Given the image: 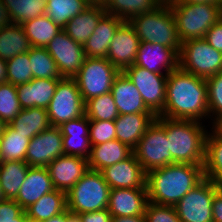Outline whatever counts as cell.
Wrapping results in <instances>:
<instances>
[{
    "label": "cell",
    "mask_w": 222,
    "mask_h": 222,
    "mask_svg": "<svg viewBox=\"0 0 222 222\" xmlns=\"http://www.w3.org/2000/svg\"><path fill=\"white\" fill-rule=\"evenodd\" d=\"M154 2L157 4V6L172 7L177 5L180 0H154Z\"/></svg>",
    "instance_id": "obj_54"
},
{
    "label": "cell",
    "mask_w": 222,
    "mask_h": 222,
    "mask_svg": "<svg viewBox=\"0 0 222 222\" xmlns=\"http://www.w3.org/2000/svg\"><path fill=\"white\" fill-rule=\"evenodd\" d=\"M89 126L90 120L86 115L64 122L59 126L63 135L64 155L89 158L92 147Z\"/></svg>",
    "instance_id": "obj_19"
},
{
    "label": "cell",
    "mask_w": 222,
    "mask_h": 222,
    "mask_svg": "<svg viewBox=\"0 0 222 222\" xmlns=\"http://www.w3.org/2000/svg\"><path fill=\"white\" fill-rule=\"evenodd\" d=\"M103 6L106 13L129 22L135 16L153 11L157 4L154 0H106Z\"/></svg>",
    "instance_id": "obj_35"
},
{
    "label": "cell",
    "mask_w": 222,
    "mask_h": 222,
    "mask_svg": "<svg viewBox=\"0 0 222 222\" xmlns=\"http://www.w3.org/2000/svg\"><path fill=\"white\" fill-rule=\"evenodd\" d=\"M123 23L122 19L106 13L99 20L91 37L83 45L86 57L107 58L110 42Z\"/></svg>",
    "instance_id": "obj_24"
},
{
    "label": "cell",
    "mask_w": 222,
    "mask_h": 222,
    "mask_svg": "<svg viewBox=\"0 0 222 222\" xmlns=\"http://www.w3.org/2000/svg\"><path fill=\"white\" fill-rule=\"evenodd\" d=\"M111 222H146L145 215L113 217Z\"/></svg>",
    "instance_id": "obj_51"
},
{
    "label": "cell",
    "mask_w": 222,
    "mask_h": 222,
    "mask_svg": "<svg viewBox=\"0 0 222 222\" xmlns=\"http://www.w3.org/2000/svg\"><path fill=\"white\" fill-rule=\"evenodd\" d=\"M6 125L7 124L0 118V136L4 132Z\"/></svg>",
    "instance_id": "obj_56"
},
{
    "label": "cell",
    "mask_w": 222,
    "mask_h": 222,
    "mask_svg": "<svg viewBox=\"0 0 222 222\" xmlns=\"http://www.w3.org/2000/svg\"><path fill=\"white\" fill-rule=\"evenodd\" d=\"M8 125L16 133H21L30 140L51 126L47 109L38 107L22 109L17 117Z\"/></svg>",
    "instance_id": "obj_29"
},
{
    "label": "cell",
    "mask_w": 222,
    "mask_h": 222,
    "mask_svg": "<svg viewBox=\"0 0 222 222\" xmlns=\"http://www.w3.org/2000/svg\"><path fill=\"white\" fill-rule=\"evenodd\" d=\"M158 116L199 122L209 119L206 79L179 67L171 71L167 77L164 109Z\"/></svg>",
    "instance_id": "obj_1"
},
{
    "label": "cell",
    "mask_w": 222,
    "mask_h": 222,
    "mask_svg": "<svg viewBox=\"0 0 222 222\" xmlns=\"http://www.w3.org/2000/svg\"><path fill=\"white\" fill-rule=\"evenodd\" d=\"M132 154L133 149L117 139L92 145L88 166L91 170L101 172L104 168L123 161Z\"/></svg>",
    "instance_id": "obj_27"
},
{
    "label": "cell",
    "mask_w": 222,
    "mask_h": 222,
    "mask_svg": "<svg viewBox=\"0 0 222 222\" xmlns=\"http://www.w3.org/2000/svg\"><path fill=\"white\" fill-rule=\"evenodd\" d=\"M156 118L157 116L154 113L119 115L114 121L116 139L134 149Z\"/></svg>",
    "instance_id": "obj_25"
},
{
    "label": "cell",
    "mask_w": 222,
    "mask_h": 222,
    "mask_svg": "<svg viewBox=\"0 0 222 222\" xmlns=\"http://www.w3.org/2000/svg\"><path fill=\"white\" fill-rule=\"evenodd\" d=\"M30 139L16 133L8 124L0 136V162L25 161Z\"/></svg>",
    "instance_id": "obj_34"
},
{
    "label": "cell",
    "mask_w": 222,
    "mask_h": 222,
    "mask_svg": "<svg viewBox=\"0 0 222 222\" xmlns=\"http://www.w3.org/2000/svg\"><path fill=\"white\" fill-rule=\"evenodd\" d=\"M106 14L104 6L89 5L62 28L76 43L82 46L91 37L99 20Z\"/></svg>",
    "instance_id": "obj_26"
},
{
    "label": "cell",
    "mask_w": 222,
    "mask_h": 222,
    "mask_svg": "<svg viewBox=\"0 0 222 222\" xmlns=\"http://www.w3.org/2000/svg\"><path fill=\"white\" fill-rule=\"evenodd\" d=\"M5 199H6V198H5V196H4V193H3V191H2V188H1V186H0V202H3Z\"/></svg>",
    "instance_id": "obj_58"
},
{
    "label": "cell",
    "mask_w": 222,
    "mask_h": 222,
    "mask_svg": "<svg viewBox=\"0 0 222 222\" xmlns=\"http://www.w3.org/2000/svg\"><path fill=\"white\" fill-rule=\"evenodd\" d=\"M67 210L66 192L53 190L43 195L25 211L28 219L43 222Z\"/></svg>",
    "instance_id": "obj_30"
},
{
    "label": "cell",
    "mask_w": 222,
    "mask_h": 222,
    "mask_svg": "<svg viewBox=\"0 0 222 222\" xmlns=\"http://www.w3.org/2000/svg\"><path fill=\"white\" fill-rule=\"evenodd\" d=\"M89 5L86 0H47L45 14L63 28L69 20Z\"/></svg>",
    "instance_id": "obj_37"
},
{
    "label": "cell",
    "mask_w": 222,
    "mask_h": 222,
    "mask_svg": "<svg viewBox=\"0 0 222 222\" xmlns=\"http://www.w3.org/2000/svg\"><path fill=\"white\" fill-rule=\"evenodd\" d=\"M146 222H182L176 212L175 206L147 203L145 208Z\"/></svg>",
    "instance_id": "obj_44"
},
{
    "label": "cell",
    "mask_w": 222,
    "mask_h": 222,
    "mask_svg": "<svg viewBox=\"0 0 222 222\" xmlns=\"http://www.w3.org/2000/svg\"><path fill=\"white\" fill-rule=\"evenodd\" d=\"M43 222H82L79 215L72 214L68 209L54 217H51L49 220Z\"/></svg>",
    "instance_id": "obj_49"
},
{
    "label": "cell",
    "mask_w": 222,
    "mask_h": 222,
    "mask_svg": "<svg viewBox=\"0 0 222 222\" xmlns=\"http://www.w3.org/2000/svg\"><path fill=\"white\" fill-rule=\"evenodd\" d=\"M203 165L172 163L146 173L148 201L175 206L203 179Z\"/></svg>",
    "instance_id": "obj_2"
},
{
    "label": "cell",
    "mask_w": 222,
    "mask_h": 222,
    "mask_svg": "<svg viewBox=\"0 0 222 222\" xmlns=\"http://www.w3.org/2000/svg\"><path fill=\"white\" fill-rule=\"evenodd\" d=\"M47 114L50 125L56 127L85 115V102L74 78H62L58 82Z\"/></svg>",
    "instance_id": "obj_10"
},
{
    "label": "cell",
    "mask_w": 222,
    "mask_h": 222,
    "mask_svg": "<svg viewBox=\"0 0 222 222\" xmlns=\"http://www.w3.org/2000/svg\"><path fill=\"white\" fill-rule=\"evenodd\" d=\"M7 82V65L6 60L0 58V83Z\"/></svg>",
    "instance_id": "obj_52"
},
{
    "label": "cell",
    "mask_w": 222,
    "mask_h": 222,
    "mask_svg": "<svg viewBox=\"0 0 222 222\" xmlns=\"http://www.w3.org/2000/svg\"><path fill=\"white\" fill-rule=\"evenodd\" d=\"M7 82L15 86L25 84L33 79L29 53H21L6 61Z\"/></svg>",
    "instance_id": "obj_40"
},
{
    "label": "cell",
    "mask_w": 222,
    "mask_h": 222,
    "mask_svg": "<svg viewBox=\"0 0 222 222\" xmlns=\"http://www.w3.org/2000/svg\"><path fill=\"white\" fill-rule=\"evenodd\" d=\"M203 39L222 53V18L207 31Z\"/></svg>",
    "instance_id": "obj_46"
},
{
    "label": "cell",
    "mask_w": 222,
    "mask_h": 222,
    "mask_svg": "<svg viewBox=\"0 0 222 222\" xmlns=\"http://www.w3.org/2000/svg\"><path fill=\"white\" fill-rule=\"evenodd\" d=\"M54 189L68 192L89 170L88 159L63 155L47 167Z\"/></svg>",
    "instance_id": "obj_17"
},
{
    "label": "cell",
    "mask_w": 222,
    "mask_h": 222,
    "mask_svg": "<svg viewBox=\"0 0 222 222\" xmlns=\"http://www.w3.org/2000/svg\"><path fill=\"white\" fill-rule=\"evenodd\" d=\"M206 83L209 118L213 121V127L222 120V72L207 78Z\"/></svg>",
    "instance_id": "obj_42"
},
{
    "label": "cell",
    "mask_w": 222,
    "mask_h": 222,
    "mask_svg": "<svg viewBox=\"0 0 222 222\" xmlns=\"http://www.w3.org/2000/svg\"><path fill=\"white\" fill-rule=\"evenodd\" d=\"M29 61L33 78L62 79L57 64L46 48L32 47L29 51Z\"/></svg>",
    "instance_id": "obj_38"
},
{
    "label": "cell",
    "mask_w": 222,
    "mask_h": 222,
    "mask_svg": "<svg viewBox=\"0 0 222 222\" xmlns=\"http://www.w3.org/2000/svg\"><path fill=\"white\" fill-rule=\"evenodd\" d=\"M55 190L47 168L29 167L17 197L14 199L24 210L43 195Z\"/></svg>",
    "instance_id": "obj_22"
},
{
    "label": "cell",
    "mask_w": 222,
    "mask_h": 222,
    "mask_svg": "<svg viewBox=\"0 0 222 222\" xmlns=\"http://www.w3.org/2000/svg\"><path fill=\"white\" fill-rule=\"evenodd\" d=\"M85 115L89 120L115 121L119 116L111 92L93 97L85 102Z\"/></svg>",
    "instance_id": "obj_39"
},
{
    "label": "cell",
    "mask_w": 222,
    "mask_h": 222,
    "mask_svg": "<svg viewBox=\"0 0 222 222\" xmlns=\"http://www.w3.org/2000/svg\"><path fill=\"white\" fill-rule=\"evenodd\" d=\"M111 93L119 115L153 113L144 103L138 89L123 72L115 77Z\"/></svg>",
    "instance_id": "obj_21"
},
{
    "label": "cell",
    "mask_w": 222,
    "mask_h": 222,
    "mask_svg": "<svg viewBox=\"0 0 222 222\" xmlns=\"http://www.w3.org/2000/svg\"><path fill=\"white\" fill-rule=\"evenodd\" d=\"M141 94L146 106L158 116L164 109L168 74L132 65L123 71Z\"/></svg>",
    "instance_id": "obj_12"
},
{
    "label": "cell",
    "mask_w": 222,
    "mask_h": 222,
    "mask_svg": "<svg viewBox=\"0 0 222 222\" xmlns=\"http://www.w3.org/2000/svg\"><path fill=\"white\" fill-rule=\"evenodd\" d=\"M89 138L91 145H99L116 139L114 121L90 120Z\"/></svg>",
    "instance_id": "obj_43"
},
{
    "label": "cell",
    "mask_w": 222,
    "mask_h": 222,
    "mask_svg": "<svg viewBox=\"0 0 222 222\" xmlns=\"http://www.w3.org/2000/svg\"><path fill=\"white\" fill-rule=\"evenodd\" d=\"M26 222H39V221H34V220H31V219H27Z\"/></svg>",
    "instance_id": "obj_59"
},
{
    "label": "cell",
    "mask_w": 222,
    "mask_h": 222,
    "mask_svg": "<svg viewBox=\"0 0 222 222\" xmlns=\"http://www.w3.org/2000/svg\"><path fill=\"white\" fill-rule=\"evenodd\" d=\"M220 187L204 178L175 205L179 219L182 222H213L212 202Z\"/></svg>",
    "instance_id": "obj_11"
},
{
    "label": "cell",
    "mask_w": 222,
    "mask_h": 222,
    "mask_svg": "<svg viewBox=\"0 0 222 222\" xmlns=\"http://www.w3.org/2000/svg\"><path fill=\"white\" fill-rule=\"evenodd\" d=\"M21 110L17 87L8 82L0 83V118L6 124H9Z\"/></svg>",
    "instance_id": "obj_41"
},
{
    "label": "cell",
    "mask_w": 222,
    "mask_h": 222,
    "mask_svg": "<svg viewBox=\"0 0 222 222\" xmlns=\"http://www.w3.org/2000/svg\"><path fill=\"white\" fill-rule=\"evenodd\" d=\"M29 167L25 161L0 162V186L6 199L17 197Z\"/></svg>",
    "instance_id": "obj_32"
},
{
    "label": "cell",
    "mask_w": 222,
    "mask_h": 222,
    "mask_svg": "<svg viewBox=\"0 0 222 222\" xmlns=\"http://www.w3.org/2000/svg\"><path fill=\"white\" fill-rule=\"evenodd\" d=\"M214 127L222 133V120L219 121Z\"/></svg>",
    "instance_id": "obj_57"
},
{
    "label": "cell",
    "mask_w": 222,
    "mask_h": 222,
    "mask_svg": "<svg viewBox=\"0 0 222 222\" xmlns=\"http://www.w3.org/2000/svg\"><path fill=\"white\" fill-rule=\"evenodd\" d=\"M110 190L103 174L89 169L66 193L67 209L76 215L106 209Z\"/></svg>",
    "instance_id": "obj_6"
},
{
    "label": "cell",
    "mask_w": 222,
    "mask_h": 222,
    "mask_svg": "<svg viewBox=\"0 0 222 222\" xmlns=\"http://www.w3.org/2000/svg\"><path fill=\"white\" fill-rule=\"evenodd\" d=\"M179 68L207 79L222 72V53L203 38L184 41L179 51Z\"/></svg>",
    "instance_id": "obj_7"
},
{
    "label": "cell",
    "mask_w": 222,
    "mask_h": 222,
    "mask_svg": "<svg viewBox=\"0 0 222 222\" xmlns=\"http://www.w3.org/2000/svg\"><path fill=\"white\" fill-rule=\"evenodd\" d=\"M119 73L107 58L86 57L79 73L74 77L84 102L111 92L113 81Z\"/></svg>",
    "instance_id": "obj_9"
},
{
    "label": "cell",
    "mask_w": 222,
    "mask_h": 222,
    "mask_svg": "<svg viewBox=\"0 0 222 222\" xmlns=\"http://www.w3.org/2000/svg\"><path fill=\"white\" fill-rule=\"evenodd\" d=\"M32 48L25 30L20 24H11L0 29V58L8 60Z\"/></svg>",
    "instance_id": "obj_31"
},
{
    "label": "cell",
    "mask_w": 222,
    "mask_h": 222,
    "mask_svg": "<svg viewBox=\"0 0 222 222\" xmlns=\"http://www.w3.org/2000/svg\"><path fill=\"white\" fill-rule=\"evenodd\" d=\"M101 173L111 189H147L146 172L134 154L104 168Z\"/></svg>",
    "instance_id": "obj_16"
},
{
    "label": "cell",
    "mask_w": 222,
    "mask_h": 222,
    "mask_svg": "<svg viewBox=\"0 0 222 222\" xmlns=\"http://www.w3.org/2000/svg\"><path fill=\"white\" fill-rule=\"evenodd\" d=\"M63 78H74L86 58L84 48L63 29L46 46Z\"/></svg>",
    "instance_id": "obj_13"
},
{
    "label": "cell",
    "mask_w": 222,
    "mask_h": 222,
    "mask_svg": "<svg viewBox=\"0 0 222 222\" xmlns=\"http://www.w3.org/2000/svg\"><path fill=\"white\" fill-rule=\"evenodd\" d=\"M140 39L129 22H124L116 31L109 45L107 59L123 72L135 63Z\"/></svg>",
    "instance_id": "obj_15"
},
{
    "label": "cell",
    "mask_w": 222,
    "mask_h": 222,
    "mask_svg": "<svg viewBox=\"0 0 222 222\" xmlns=\"http://www.w3.org/2000/svg\"><path fill=\"white\" fill-rule=\"evenodd\" d=\"M129 24L134 28L140 41L158 43L173 49L179 55L182 42L178 37L171 7L157 6L149 13L135 16Z\"/></svg>",
    "instance_id": "obj_4"
},
{
    "label": "cell",
    "mask_w": 222,
    "mask_h": 222,
    "mask_svg": "<svg viewBox=\"0 0 222 222\" xmlns=\"http://www.w3.org/2000/svg\"><path fill=\"white\" fill-rule=\"evenodd\" d=\"M133 154L146 173L173 163L169 152L166 126L158 118L145 131L133 149Z\"/></svg>",
    "instance_id": "obj_8"
},
{
    "label": "cell",
    "mask_w": 222,
    "mask_h": 222,
    "mask_svg": "<svg viewBox=\"0 0 222 222\" xmlns=\"http://www.w3.org/2000/svg\"><path fill=\"white\" fill-rule=\"evenodd\" d=\"M27 219L26 211L15 200L0 202V222H26Z\"/></svg>",
    "instance_id": "obj_45"
},
{
    "label": "cell",
    "mask_w": 222,
    "mask_h": 222,
    "mask_svg": "<svg viewBox=\"0 0 222 222\" xmlns=\"http://www.w3.org/2000/svg\"><path fill=\"white\" fill-rule=\"evenodd\" d=\"M13 24L45 15L47 0H2Z\"/></svg>",
    "instance_id": "obj_36"
},
{
    "label": "cell",
    "mask_w": 222,
    "mask_h": 222,
    "mask_svg": "<svg viewBox=\"0 0 222 222\" xmlns=\"http://www.w3.org/2000/svg\"><path fill=\"white\" fill-rule=\"evenodd\" d=\"M90 5H104L106 0H86Z\"/></svg>",
    "instance_id": "obj_55"
},
{
    "label": "cell",
    "mask_w": 222,
    "mask_h": 222,
    "mask_svg": "<svg viewBox=\"0 0 222 222\" xmlns=\"http://www.w3.org/2000/svg\"><path fill=\"white\" fill-rule=\"evenodd\" d=\"M78 215L82 222H111L113 218L107 208Z\"/></svg>",
    "instance_id": "obj_47"
},
{
    "label": "cell",
    "mask_w": 222,
    "mask_h": 222,
    "mask_svg": "<svg viewBox=\"0 0 222 222\" xmlns=\"http://www.w3.org/2000/svg\"><path fill=\"white\" fill-rule=\"evenodd\" d=\"M157 118L166 126L169 152L173 163L204 165L208 130L199 121Z\"/></svg>",
    "instance_id": "obj_3"
},
{
    "label": "cell",
    "mask_w": 222,
    "mask_h": 222,
    "mask_svg": "<svg viewBox=\"0 0 222 222\" xmlns=\"http://www.w3.org/2000/svg\"><path fill=\"white\" fill-rule=\"evenodd\" d=\"M147 203V189H111L107 210L112 217L144 215Z\"/></svg>",
    "instance_id": "obj_20"
},
{
    "label": "cell",
    "mask_w": 222,
    "mask_h": 222,
    "mask_svg": "<svg viewBox=\"0 0 222 222\" xmlns=\"http://www.w3.org/2000/svg\"><path fill=\"white\" fill-rule=\"evenodd\" d=\"M134 65L153 73L169 74L179 67V55L158 43L140 41Z\"/></svg>",
    "instance_id": "obj_18"
},
{
    "label": "cell",
    "mask_w": 222,
    "mask_h": 222,
    "mask_svg": "<svg viewBox=\"0 0 222 222\" xmlns=\"http://www.w3.org/2000/svg\"><path fill=\"white\" fill-rule=\"evenodd\" d=\"M11 24L12 21L10 20L7 8L3 4L2 0H0V29L8 27Z\"/></svg>",
    "instance_id": "obj_50"
},
{
    "label": "cell",
    "mask_w": 222,
    "mask_h": 222,
    "mask_svg": "<svg viewBox=\"0 0 222 222\" xmlns=\"http://www.w3.org/2000/svg\"><path fill=\"white\" fill-rule=\"evenodd\" d=\"M213 222H222V186L215 192L212 202Z\"/></svg>",
    "instance_id": "obj_48"
},
{
    "label": "cell",
    "mask_w": 222,
    "mask_h": 222,
    "mask_svg": "<svg viewBox=\"0 0 222 222\" xmlns=\"http://www.w3.org/2000/svg\"><path fill=\"white\" fill-rule=\"evenodd\" d=\"M21 25L32 47L46 48L49 42L62 30L46 14L27 20Z\"/></svg>",
    "instance_id": "obj_33"
},
{
    "label": "cell",
    "mask_w": 222,
    "mask_h": 222,
    "mask_svg": "<svg viewBox=\"0 0 222 222\" xmlns=\"http://www.w3.org/2000/svg\"><path fill=\"white\" fill-rule=\"evenodd\" d=\"M204 176L222 186V133L214 126L205 141Z\"/></svg>",
    "instance_id": "obj_28"
},
{
    "label": "cell",
    "mask_w": 222,
    "mask_h": 222,
    "mask_svg": "<svg viewBox=\"0 0 222 222\" xmlns=\"http://www.w3.org/2000/svg\"><path fill=\"white\" fill-rule=\"evenodd\" d=\"M179 3L192 4V3H209L213 5H222V0H180Z\"/></svg>",
    "instance_id": "obj_53"
},
{
    "label": "cell",
    "mask_w": 222,
    "mask_h": 222,
    "mask_svg": "<svg viewBox=\"0 0 222 222\" xmlns=\"http://www.w3.org/2000/svg\"><path fill=\"white\" fill-rule=\"evenodd\" d=\"M181 42L204 38L207 31L222 18V5L178 3L171 7Z\"/></svg>",
    "instance_id": "obj_5"
},
{
    "label": "cell",
    "mask_w": 222,
    "mask_h": 222,
    "mask_svg": "<svg viewBox=\"0 0 222 222\" xmlns=\"http://www.w3.org/2000/svg\"><path fill=\"white\" fill-rule=\"evenodd\" d=\"M63 155V135L59 127L50 126L29 141L25 162L30 167L46 168L53 160Z\"/></svg>",
    "instance_id": "obj_14"
},
{
    "label": "cell",
    "mask_w": 222,
    "mask_h": 222,
    "mask_svg": "<svg viewBox=\"0 0 222 222\" xmlns=\"http://www.w3.org/2000/svg\"><path fill=\"white\" fill-rule=\"evenodd\" d=\"M60 80L33 78L25 84L16 86L21 108L38 107L47 109Z\"/></svg>",
    "instance_id": "obj_23"
}]
</instances>
